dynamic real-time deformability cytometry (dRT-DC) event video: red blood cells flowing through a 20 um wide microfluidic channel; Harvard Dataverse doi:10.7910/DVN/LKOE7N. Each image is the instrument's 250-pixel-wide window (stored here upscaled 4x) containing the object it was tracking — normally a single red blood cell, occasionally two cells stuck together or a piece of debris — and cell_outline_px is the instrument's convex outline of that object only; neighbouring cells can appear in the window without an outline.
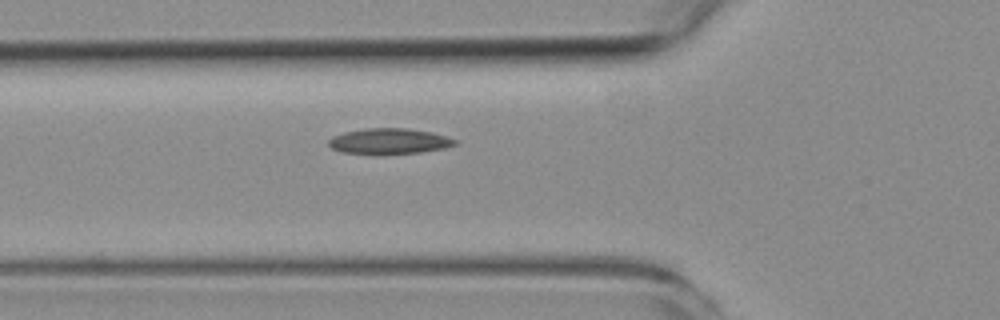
{"species": "common noctule bat (a hibernating species)", "species_latin": "Nyctalus noctula", "temperature_condition": "room temperature", "stored_images_in_passage": 2, "camera_frame_rate_fps": 3000, "um_per_image_px": 0.085, "animal": {"sex": "female", "body_mass_g": 19.3, "forearm_length_mm": 54.1}, "frame": {"image": 1, "passage_image": 2, "time_ms": 2.0, "image_size_px": [1000, 320], "cell_outline_px": [[460, 140], [456, 144], [444, 148], [420, 152], [340, 152], [332, 148], [328, 144], [328, 140], [332, 136], [344, 132], [364, 128], [408, 128], [432, 132]], "centroid_in_image_um": [33.11, 11.96], "position_along_channel_um": 92.7, "area_um2": 18.38}}